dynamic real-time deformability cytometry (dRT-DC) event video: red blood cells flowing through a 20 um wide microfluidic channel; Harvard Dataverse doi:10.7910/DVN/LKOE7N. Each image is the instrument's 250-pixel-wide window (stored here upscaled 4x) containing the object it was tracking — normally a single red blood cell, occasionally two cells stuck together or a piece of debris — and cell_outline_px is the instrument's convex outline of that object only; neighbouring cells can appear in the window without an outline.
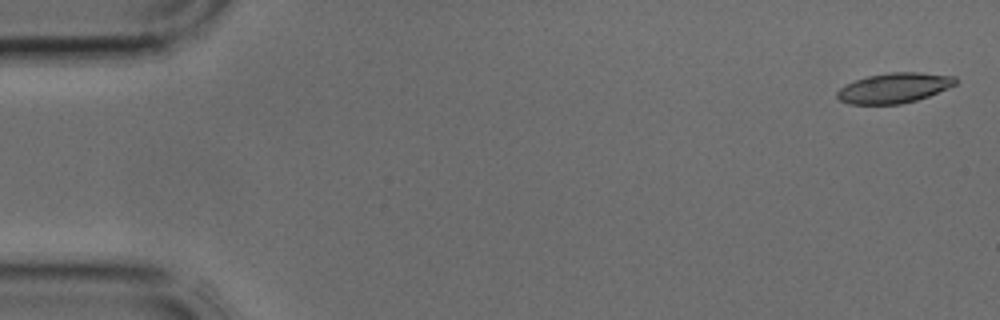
{"species": "common noctule bat (a hibernating species)", "species_latin": "Nyctalus noctula", "temperature_condition": "cold", "stored_images_in_passage": 39, "camera_frame_rate_fps": 3000, "um_per_image_px": 0.085, "animal": {"sex": "male", "body_mass_g": 17.9, "forearm_length_mm": 54.2}, "frame": {"image": 1, "passage_image": 1, "time_ms": 0.0, "image_size_px": [1000, 320], "cell_outline_px": [[956, 84], [948, 88], [928, 96], [916, 100], [900, 104], [848, 104], [840, 100], [836, 96], [836, 92], [840, 88], [856, 80], [868, 76], [888, 72], [916, 72], [956, 76]], "centroid_in_image_um": [76.0, 7.47], "position_along_channel_um": 9.0, "area_um2": 20.63}}
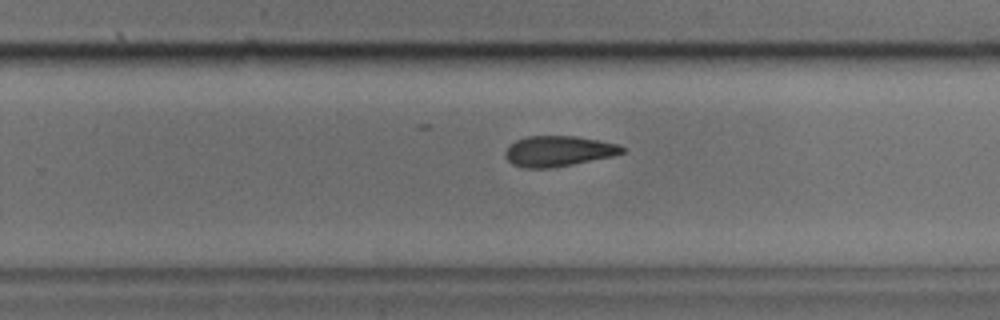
{"frame": {"image": 2, "passage_image": 25, "time_ms": 8.0, "image_size_px": [1000, 320], "cell_outline_px": [[624, 152], [612, 156], [552, 168], [524, 168], [512, 164], [504, 156], [504, 152], [516, 140], [528, 136], [576, 136], [600, 140], [616, 144], [624, 148]], "centroid_in_image_um": [47.44, 12.85], "position_along_channel_um": 282.4, "area_um2": 20.63}}
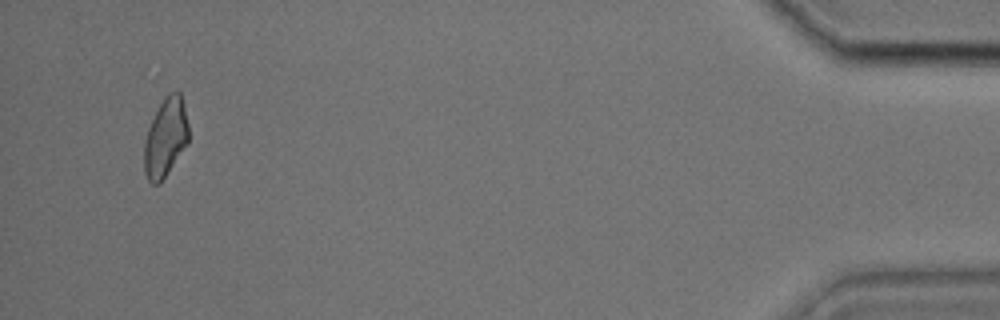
{"frame": {"image": 3, "passage_image": 38, "time_ms": 12.333, "image_size_px": [1000, 320], "cell_outline_px": [[188, 144], [160, 184], [152, 184], [148, 180], [144, 172], [144, 140], [148, 128], [164, 96], [168, 92], [180, 92], [188, 124]], "centroid_in_image_um": [14.06, 11.73], "position_along_channel_um": 421.1, "area_um2": 20.4}}